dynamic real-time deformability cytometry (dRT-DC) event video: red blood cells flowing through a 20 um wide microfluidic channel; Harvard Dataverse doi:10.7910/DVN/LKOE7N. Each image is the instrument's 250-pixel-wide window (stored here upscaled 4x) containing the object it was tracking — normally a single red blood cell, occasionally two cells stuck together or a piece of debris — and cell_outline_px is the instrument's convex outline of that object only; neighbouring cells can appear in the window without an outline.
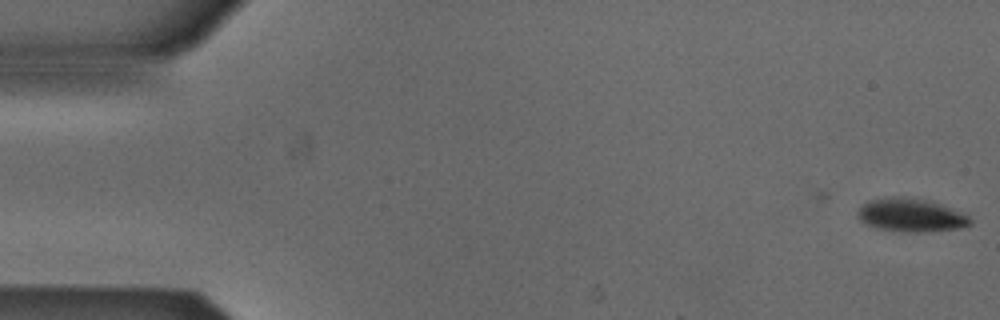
{"species": "Egyptian fruit bat (a non-hibernating species)", "species_latin": "Rousettus aegyptiacus", "temperature_condition": "cold", "stored_images_in_passage": 5, "camera_frame_rate_fps": 3000, "um_per_image_px": 0.085, "animal": {"sex": "male"}, "frame": {"image": 1, "passage_image": 2, "time_ms": 0.333, "image_size_px": [1000, 320], "cell_outline_px": [[972, 224], [960, 228], [924, 232], [904, 232], [876, 228], [860, 220], [856, 216], [856, 212], [868, 200], [884, 196], [904, 196], [924, 200], [940, 204], [960, 212], [968, 216], [972, 220]], "centroid_in_image_um": [77.39, 18.28], "position_along_channel_um": 7.6, "area_um2": 21.91}}
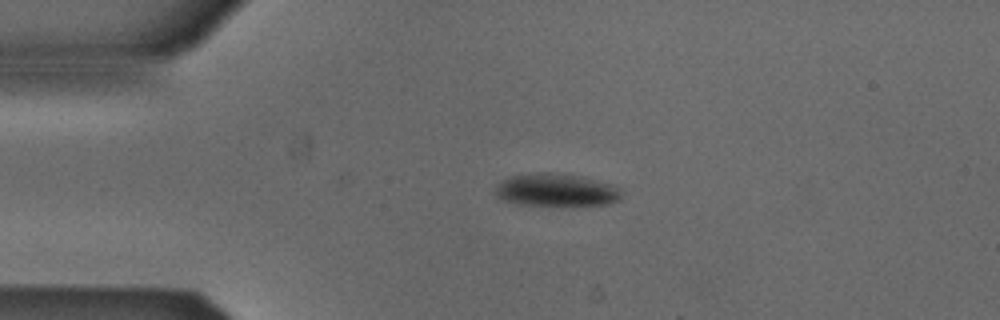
{"frame": {"image": 2, "passage_image": 5, "time_ms": 1.333, "image_size_px": [1000, 320], "cell_outline_px": [[620, 200], [608, 204], [520, 204], [504, 200], [496, 196], [496, 188], [508, 176], [540, 172], [552, 172], [580, 176], [612, 184], [620, 188]], "centroid_in_image_um": [47.29, 16.13], "position_along_channel_um": 37.7, "area_um2": 23.52}}